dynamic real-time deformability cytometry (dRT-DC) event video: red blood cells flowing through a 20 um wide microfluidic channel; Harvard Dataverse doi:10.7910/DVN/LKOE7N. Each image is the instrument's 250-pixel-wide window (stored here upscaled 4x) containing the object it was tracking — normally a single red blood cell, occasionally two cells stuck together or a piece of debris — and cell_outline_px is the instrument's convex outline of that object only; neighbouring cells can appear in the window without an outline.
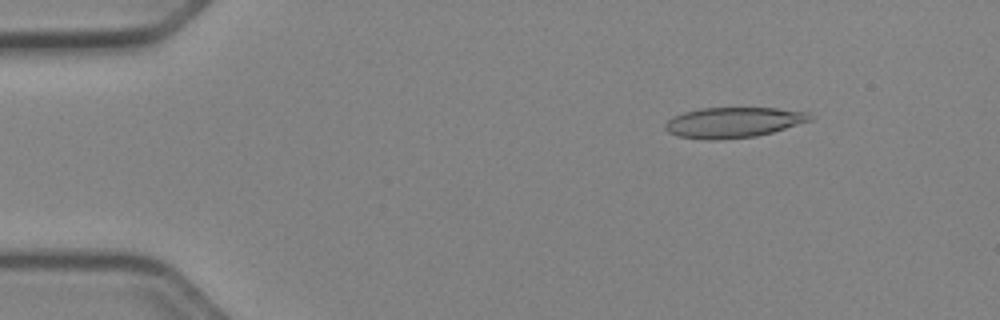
{"species": "Egyptian fruit bat (a non-hibernating species)", "species_latin": "Rousettus aegyptiacus", "temperature_condition": "cold", "stored_images_in_passage": 50, "camera_frame_rate_fps": 3000, "um_per_image_px": 0.085, "animal": {"sex": "female"}, "frame": {"image": 1, "passage_image": 6, "time_ms": 1.667, "image_size_px": [1000, 320], "cell_outline_px": [[812, 120], [772, 132], [756, 136], [716, 140], [704, 140], [676, 136], [668, 132], [664, 128], [664, 124], [672, 116], [684, 112], [700, 108], [776, 108], [808, 112], [812, 116]], "centroid_in_image_um": [62.29, 10.41], "position_along_channel_um": 22.7, "area_um2": 25.78}}
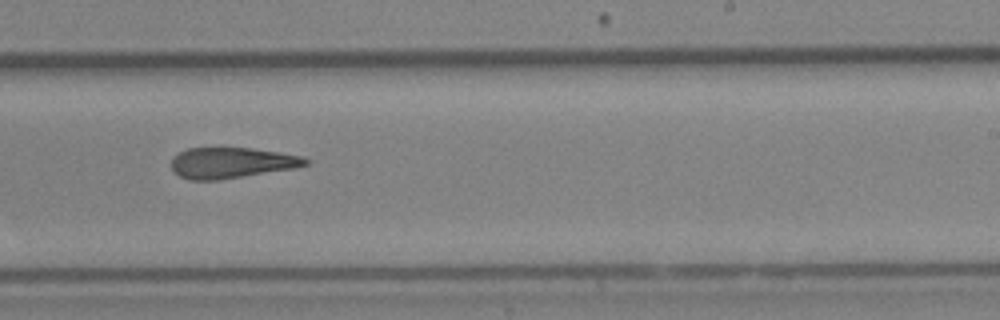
{"frame": {"image": 2, "passage_image": 31, "time_ms": 10.0, "image_size_px": [1000, 320], "cell_outline_px": [[308, 164], [296, 168], [220, 180], [192, 180], [180, 176], [172, 168], [172, 156], [188, 148], [252, 148], [280, 152], [304, 156], [308, 160]], "centroid_in_image_um": [19.71, 13.84], "position_along_channel_um": 269.3, "area_um2": 24.1}}
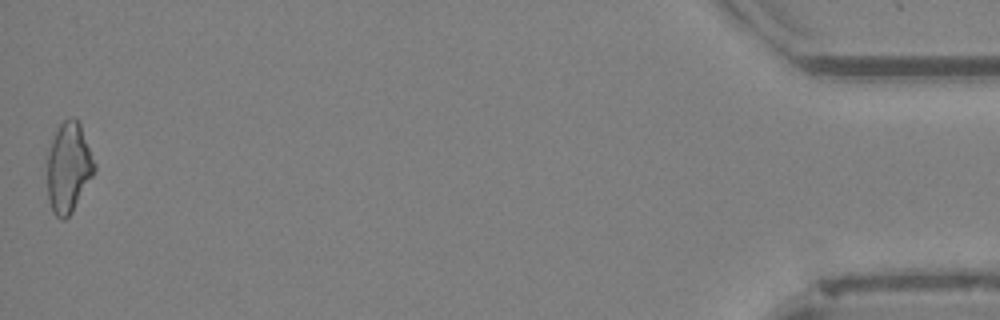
{"frame": {"image": 3, "passage_image": 50, "time_ms": 16.333, "image_size_px": [1000, 320], "cell_outline_px": [[96, 168], [92, 176], [72, 212], [64, 220], [60, 220], [52, 212], [48, 200], [44, 156], [60, 124], [64, 120], [72, 116], [80, 124], [96, 164]], "centroid_in_image_um": [5.76, 14.26], "position_along_channel_um": 429.4, "area_um2": 25.32}, "authors_computed_cell_mechanics": {"area_um2": 25.2586, "velocity_mm_per_s": 3.9891, "shape_relaxation_time_tau1_ms": null, "shape_relaxation_time_tau2_ms": 9.2975, "deformation_change_tau1": null, "deformation_change_tau2": 0.256}}